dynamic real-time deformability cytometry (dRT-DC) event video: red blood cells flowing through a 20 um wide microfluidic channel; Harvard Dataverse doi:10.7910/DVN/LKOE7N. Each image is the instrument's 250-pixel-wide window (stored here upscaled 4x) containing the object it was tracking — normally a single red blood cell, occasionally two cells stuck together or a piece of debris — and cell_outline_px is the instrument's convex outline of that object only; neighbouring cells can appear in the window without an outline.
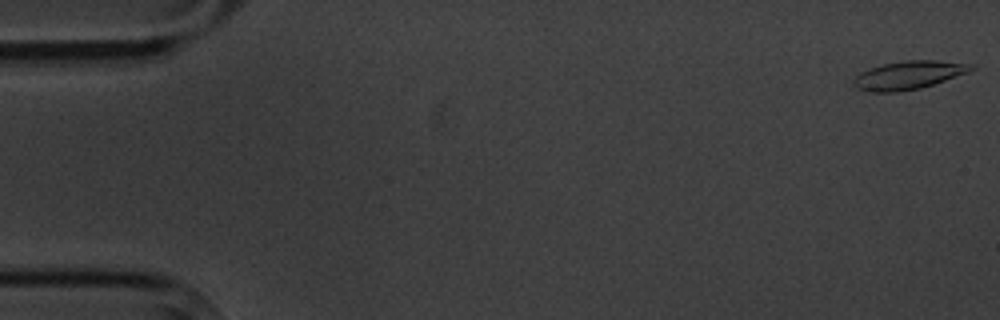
{"species": "common noctule bat (a hibernating species)", "species_latin": "Nyctalus noctula", "temperature_condition": "cold", "stored_images_in_passage": 9, "camera_frame_rate_fps": 3000, "um_per_image_px": 0.085, "animal": {"sex": "male", "body_mass_g": 20.1, "forearm_length_mm": 53.5}, "frame": {"image": 1, "passage_image": 1, "time_ms": 0.0, "image_size_px": [1000, 320], "cell_outline_px": [[976, 68], [968, 72], [920, 88], [896, 92], [868, 92], [856, 88], [852, 84], [852, 80], [860, 72], [884, 64], [908, 60], [936, 60], [976, 64]], "centroid_in_image_um": [77.22, 6.38], "position_along_channel_um": 7.8, "area_um2": 19.31}}
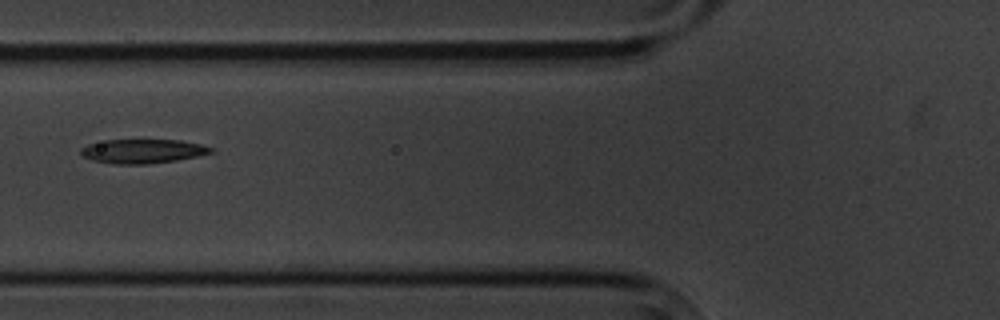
{"frame": {"image": 2, "passage_image": 7, "time_ms": 7.0, "image_size_px": [1000, 320], "cell_outline_px": [[216, 152], [176, 160], [148, 164], [112, 164], [92, 160], [84, 156], [80, 152], [80, 148], [88, 144], [104, 140], [180, 140], [200, 144], [212, 148]], "centroid_in_image_um": [12.12, 12.85], "position_along_channel_um": 113.7, "area_um2": 18.26}}
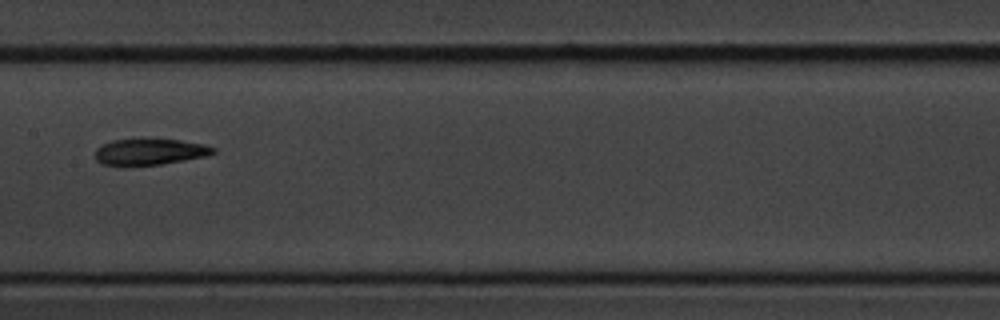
{"frame": {"image": 3, "passage_image": 9, "time_ms": 9.333, "image_size_px": [1000, 320], "cell_outline_px": [[216, 152], [208, 156], [160, 164], [100, 164], [96, 160], [96, 148], [112, 140], [140, 136], [180, 140], [204, 144], [216, 148]], "centroid_in_image_um": [12.76, 12.84], "position_along_channel_um": 194.6, "area_um2": 18.44}}